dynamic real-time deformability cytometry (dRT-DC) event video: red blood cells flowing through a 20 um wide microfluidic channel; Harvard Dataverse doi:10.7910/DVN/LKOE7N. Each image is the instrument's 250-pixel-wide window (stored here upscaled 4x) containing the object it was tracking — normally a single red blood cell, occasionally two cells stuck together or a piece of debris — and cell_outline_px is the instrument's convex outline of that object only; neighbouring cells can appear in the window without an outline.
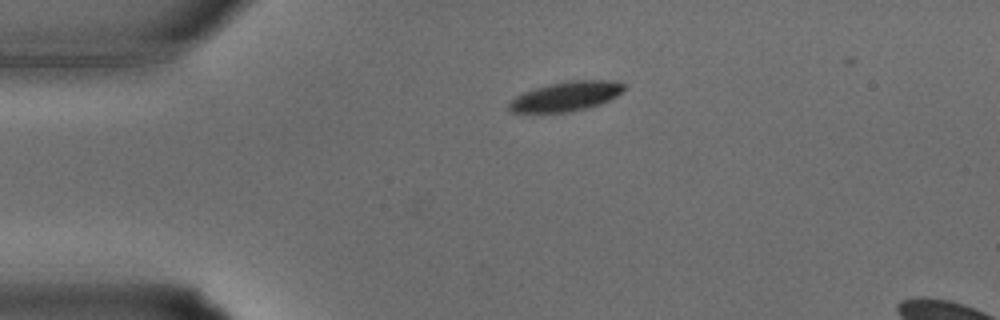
{"species": "common noctule bat (a hibernating species)", "species_latin": "Nyctalus noctula", "temperature_condition": "warm", "stored_images_in_passage": 28, "camera_frame_rate_fps": 3000, "um_per_image_px": 0.085, "animal": {"sex": "male", "body_mass_g": 15.6}, "frame": {"image": 1, "passage_image": 1, "time_ms": 0.0, "image_size_px": [1000, 320], "cell_outline_px": [[624, 88], [616, 96], [600, 104], [588, 108], [568, 112], [512, 112], [508, 108], [508, 104], [516, 96], [524, 92], [548, 84], [568, 80], [612, 80], [624, 84]], "centroid_in_image_um": [48.11, 8.18], "position_along_channel_um": 36.9, "area_um2": 19.59}}
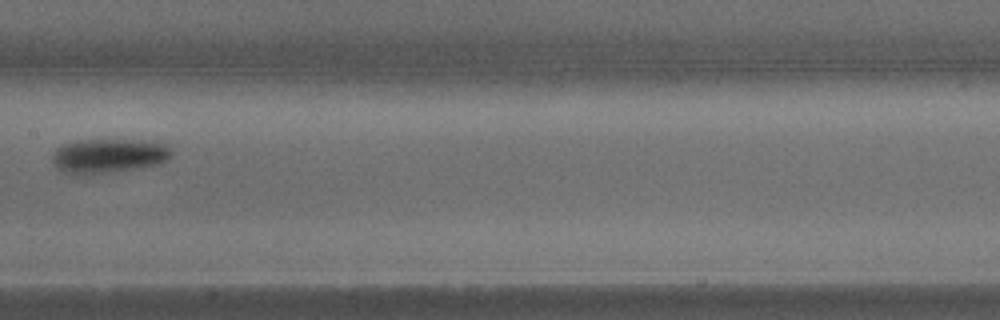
{"frame": {"image": 2, "passage_image": 11, "time_ms": 3.333, "image_size_px": [1000, 320], "cell_outline_px": [[172, 156], [168, 160], [160, 164], [144, 168], [76, 176], [64, 172], [56, 168], [52, 164], [52, 156], [56, 148], [64, 144], [76, 140], [152, 140], [164, 144], [172, 152]], "centroid_in_image_um": [9.23, 13.26], "position_along_channel_um": 198.2, "area_um2": 24.45}}
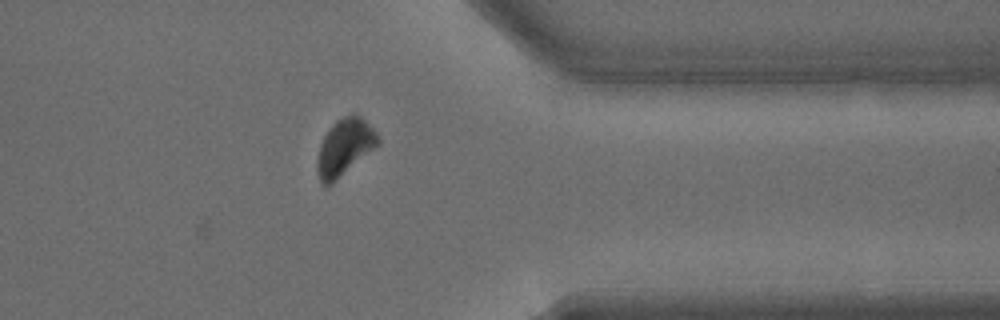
{"frame": {"image": 3, "passage_image": 21, "time_ms": 6.667, "image_size_px": [1000, 320], "cell_outline_px": [[380, 144], [332, 184], [324, 188], [320, 184], [316, 168], [316, 160], [320, 144], [324, 136], [332, 124], [336, 120], [344, 116], [356, 112], [376, 132], [380, 140]], "centroid_in_image_um": [29.27, 12.54], "position_along_channel_um": 382.1, "area_um2": 20.35}}